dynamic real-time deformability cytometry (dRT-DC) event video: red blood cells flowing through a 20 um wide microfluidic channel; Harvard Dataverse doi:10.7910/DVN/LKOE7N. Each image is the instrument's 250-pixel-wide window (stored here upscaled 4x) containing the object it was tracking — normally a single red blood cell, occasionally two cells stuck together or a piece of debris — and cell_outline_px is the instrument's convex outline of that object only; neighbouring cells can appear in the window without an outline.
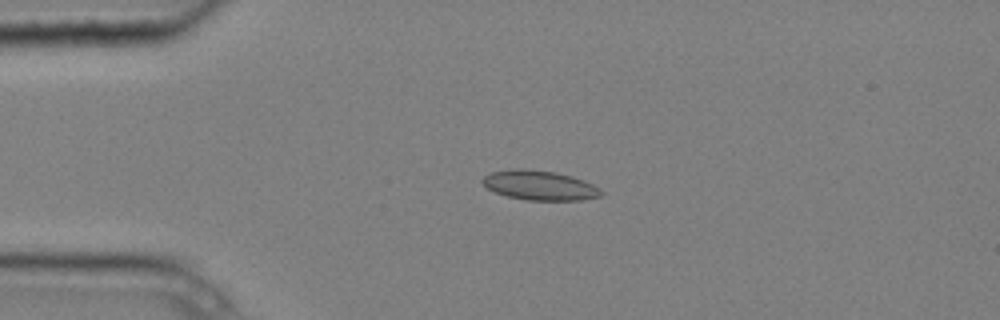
{"species": "common noctule bat (a hibernating species)", "species_latin": "Nyctalus noctula", "temperature_condition": "cold", "stored_images_in_passage": 5, "camera_frame_rate_fps": 3000, "um_per_image_px": 0.085, "animal": {"sex": "male", "body_mass_g": 20.4}, "frame": {"image": 1, "passage_image": 4, "time_ms": 1.0, "image_size_px": [1000, 320], "cell_outline_px": [[604, 192], [600, 196], [580, 200], [528, 200], [508, 196], [496, 192], [488, 188], [480, 180], [484, 176], [492, 172], [512, 168], [524, 168], [556, 172], [572, 176], [584, 180], [600, 188]], "centroid_in_image_um": [45.88, 15.74], "position_along_channel_um": 39.1, "area_um2": 20.46}}